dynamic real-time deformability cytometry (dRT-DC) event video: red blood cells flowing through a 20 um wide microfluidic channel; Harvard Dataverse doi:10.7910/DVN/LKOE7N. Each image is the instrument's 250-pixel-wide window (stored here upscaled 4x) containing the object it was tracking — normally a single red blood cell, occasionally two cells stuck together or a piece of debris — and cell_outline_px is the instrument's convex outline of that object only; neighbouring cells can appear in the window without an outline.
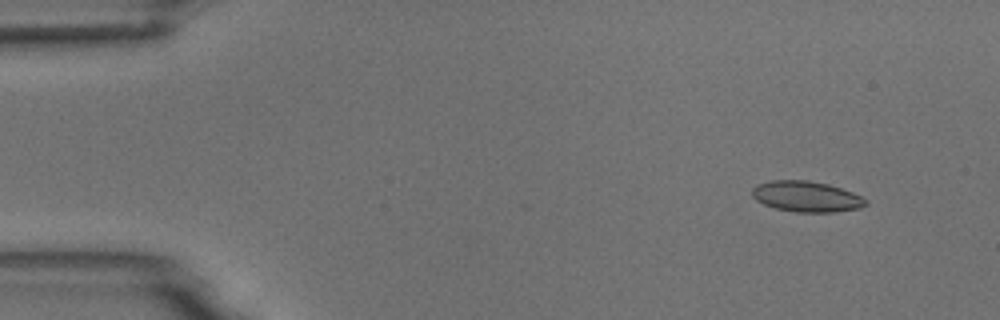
{"species": "common noctule bat (a hibernating species)", "species_latin": "Nyctalus noctula", "temperature_condition": "room temperature", "stored_images_in_passage": 6, "camera_frame_rate_fps": 3000, "um_per_image_px": 0.085, "animal": {"sex": "male", "body_mass_g": 18.8}, "frame": {"image": 1, "passage_image": 2, "time_ms": 1.333, "image_size_px": [1000, 320], "cell_outline_px": [[868, 204], [860, 208], [836, 212], [796, 212], [776, 208], [764, 204], [756, 200], [752, 196], [752, 188], [756, 184], [772, 180], [808, 180], [828, 184], [852, 192], [868, 200]], "centroid_in_image_um": [68.55, 16.7], "position_along_channel_um": 16.5, "area_um2": 20.4}}
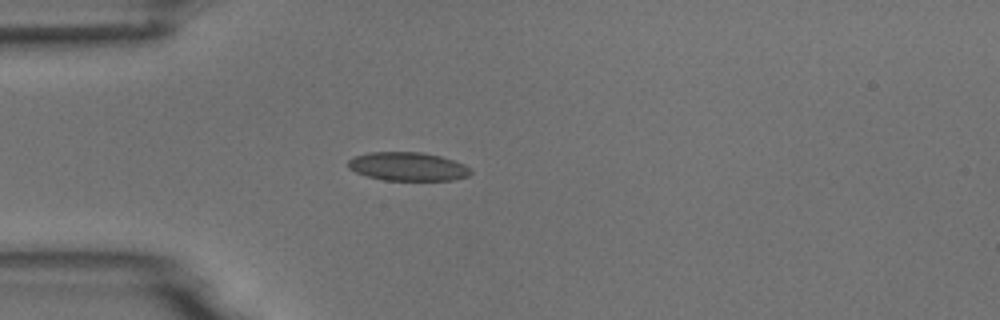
{"frame": {"image": 2, "passage_image": 5, "time_ms": 4.667, "image_size_px": [1000, 320], "cell_outline_px": [[472, 172], [468, 176], [452, 180], [384, 180], [368, 176], [356, 172], [348, 168], [348, 160], [356, 156], [368, 152], [420, 152], [440, 156], [464, 164]], "centroid_in_image_um": [34.65, 14.15], "position_along_channel_um": 50.4, "area_um2": 20.23}}